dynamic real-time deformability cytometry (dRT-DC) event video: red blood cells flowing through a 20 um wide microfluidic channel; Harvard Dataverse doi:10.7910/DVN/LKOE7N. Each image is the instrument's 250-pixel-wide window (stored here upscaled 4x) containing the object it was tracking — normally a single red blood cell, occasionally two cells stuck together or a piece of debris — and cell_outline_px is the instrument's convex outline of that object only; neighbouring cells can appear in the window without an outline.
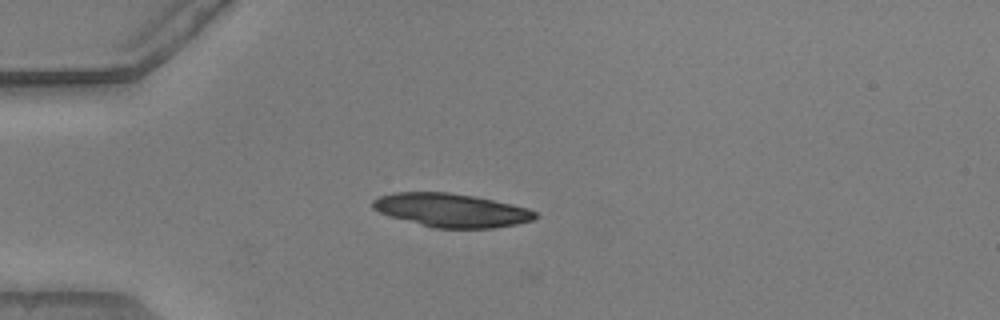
{"species": "common noctule bat (a hibernating species)", "species_latin": "Nyctalus noctula", "temperature_condition": "warm", "stored_images_in_passage": 40, "camera_frame_rate_fps": 3000, "um_per_image_px": 0.085, "animal": {"sex": "male", "body_mass_g": 20.5, "forearm_length_mm": 52.5}, "frame": {"image": 1, "passage_image": 1, "time_ms": 0.0, "image_size_px": [1000, 320], "cell_outline_px": [[540, 216], [536, 220], [516, 224], [492, 228], [432, 228], [388, 216], [372, 208], [372, 200], [380, 196], [392, 192], [448, 192], [476, 196], [512, 204], [528, 208], [536, 212]], "centroid_in_image_um": [38.38, 17.87], "position_along_channel_um": 46.6, "area_um2": 32.14}}